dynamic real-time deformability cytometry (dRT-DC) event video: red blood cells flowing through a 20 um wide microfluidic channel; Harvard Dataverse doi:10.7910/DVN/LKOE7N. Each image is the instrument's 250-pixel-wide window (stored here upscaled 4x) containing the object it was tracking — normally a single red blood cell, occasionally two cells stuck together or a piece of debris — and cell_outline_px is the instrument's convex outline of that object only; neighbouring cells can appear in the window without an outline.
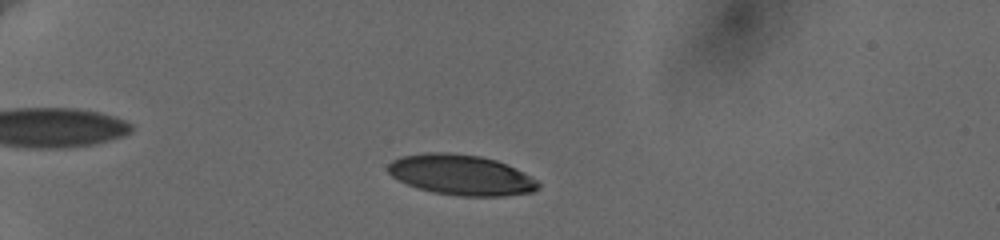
{"species": "human", "species_latin": "Homo sapiens", "temperature_condition": "cold", "stored_images_in_passage": 37, "camera_frame_rate_fps": 3000, "um_per_image_px": 0.085, "donor": {"sex": "female"}, "frame": {"image": 1, "passage_image": 12, "time_ms": 3.667, "image_size_px": [1000, 240], "cell_outline_px": [[540, 188], [536, 192], [504, 196], [460, 196], [432, 192], [416, 188], [392, 176], [388, 172], [388, 164], [392, 160], [400, 156], [424, 152], [448, 152], [480, 156], [496, 160], [508, 164], [516, 168], [536, 180], [540, 184]], "centroid_in_image_um": [39.21, 14.87], "position_along_channel_um": 45.8, "area_um2": 35.66}}
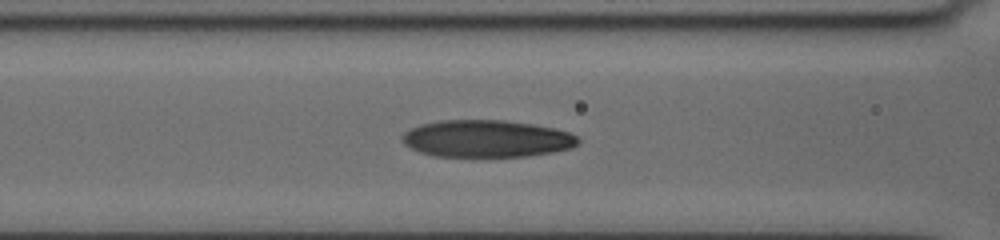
{"frame": {"image": 2, "passage_image": 23, "time_ms": 7.333, "image_size_px": [1000, 240], "cell_outline_px": [[580, 144], [572, 148], [556, 152], [532, 156], [500, 160], [464, 160], [428, 156], [416, 152], [408, 148], [400, 140], [400, 136], [404, 132], [420, 124], [440, 120], [504, 120], [532, 124], [556, 128], [568, 132], [576, 136], [580, 140]], "centroid_in_image_um": [41.32, 11.87], "position_along_channel_um": 125.3, "area_um2": 40.75}}
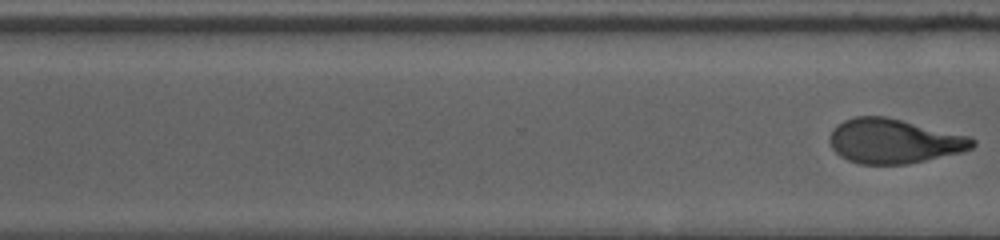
{"frame": {"image": 3, "passage_image": 37, "time_ms": 12.0, "image_size_px": [1000, 240], "cell_outline_px": [[976, 144], [972, 148], [964, 152], [908, 164], [856, 164], [840, 156], [832, 148], [828, 140], [828, 136], [832, 128], [836, 124], [844, 120], [856, 116], [884, 116], [972, 136], [976, 140]], "centroid_in_image_um": [75.99, 12.0], "position_along_channel_um": 294.6, "area_um2": 37.57}}